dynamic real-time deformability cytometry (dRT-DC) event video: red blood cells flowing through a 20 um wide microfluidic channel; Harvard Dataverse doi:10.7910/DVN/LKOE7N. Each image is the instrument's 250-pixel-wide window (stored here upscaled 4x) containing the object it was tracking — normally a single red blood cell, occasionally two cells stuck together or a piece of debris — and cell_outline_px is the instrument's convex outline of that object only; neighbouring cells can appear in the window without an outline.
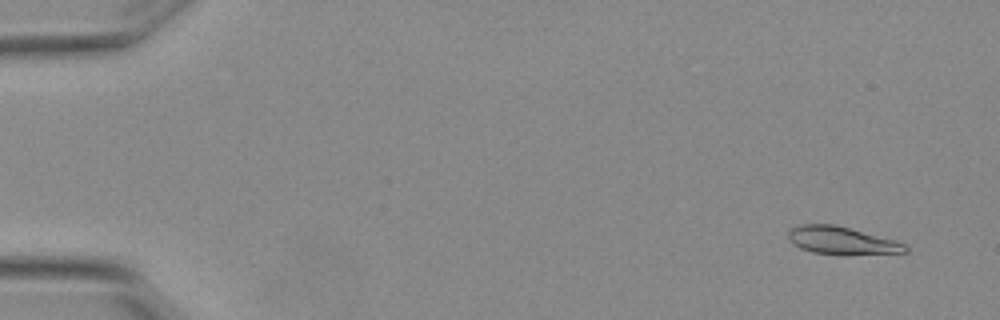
{"species": "Egyptian fruit bat (a non-hibernating species)", "species_latin": "Rousettus aegyptiacus", "temperature_condition": "warm", "stored_images_in_passage": 4, "camera_frame_rate_fps": 3000, "um_per_image_px": 0.085, "animal": {"sex": "female"}, "frame": {"image": 1, "passage_image": 1, "time_ms": 0.0, "image_size_px": [1000, 320], "cell_outline_px": [[908, 252], [812, 252], [800, 248], [788, 236], [788, 232], [792, 228], [800, 224], [836, 224], [896, 240], [904, 244], [908, 248]], "centroid_in_image_um": [71.52, 20.38], "position_along_channel_um": 13.5, "area_um2": 17.8}}
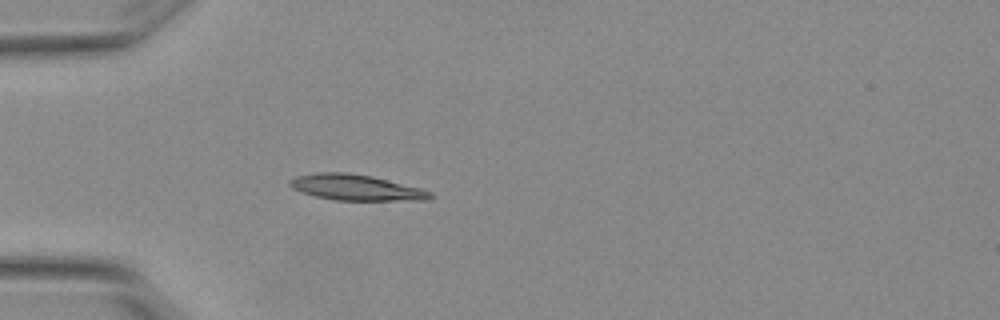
{"frame": {"image": 2, "passage_image": 4, "time_ms": 1.0, "image_size_px": [1000, 320], "cell_outline_px": [[432, 196], [428, 200], [336, 200], [316, 196], [292, 188], [288, 184], [288, 180], [296, 176], [316, 172], [348, 172], [372, 176], [420, 188], [432, 192]], "centroid_in_image_um": [30.23, 15.92], "position_along_channel_um": 54.8, "area_um2": 20.98}}